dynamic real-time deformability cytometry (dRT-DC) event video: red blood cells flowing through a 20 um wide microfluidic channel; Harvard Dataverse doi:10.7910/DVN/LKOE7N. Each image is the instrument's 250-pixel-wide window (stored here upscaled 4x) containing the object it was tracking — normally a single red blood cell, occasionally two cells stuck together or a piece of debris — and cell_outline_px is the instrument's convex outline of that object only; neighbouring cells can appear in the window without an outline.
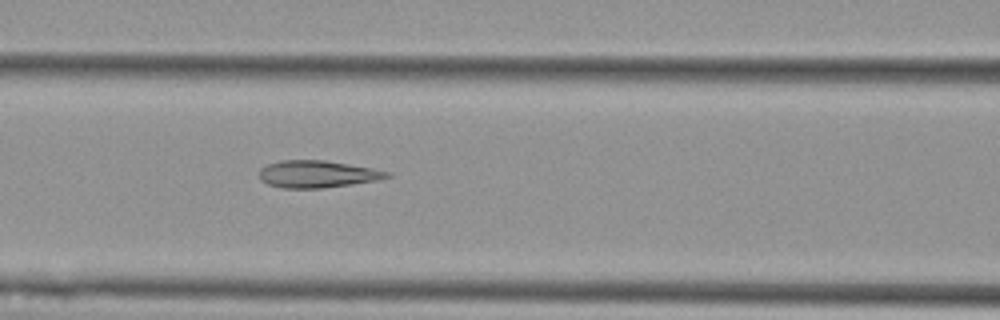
{"species": "Egyptian fruit bat (a non-hibernating species)", "species_latin": "Rousettus aegyptiacus", "temperature_condition": "cold", "stored_images_in_passage": 7, "camera_frame_rate_fps": 3000, "um_per_image_px": 0.085, "animal": {"sex": "female"}, "frame": {"image": 1, "passage_image": 7, "time_ms": 7.0, "image_size_px": [1000, 320], "cell_outline_px": [[392, 176], [380, 180], [352, 184], [320, 188], [280, 188], [268, 184], [260, 180], [260, 168], [268, 164], [280, 160], [324, 160], [372, 168], [392, 172]], "centroid_in_image_um": [26.99, 14.8], "position_along_channel_um": 139.6, "area_um2": 20.29}}